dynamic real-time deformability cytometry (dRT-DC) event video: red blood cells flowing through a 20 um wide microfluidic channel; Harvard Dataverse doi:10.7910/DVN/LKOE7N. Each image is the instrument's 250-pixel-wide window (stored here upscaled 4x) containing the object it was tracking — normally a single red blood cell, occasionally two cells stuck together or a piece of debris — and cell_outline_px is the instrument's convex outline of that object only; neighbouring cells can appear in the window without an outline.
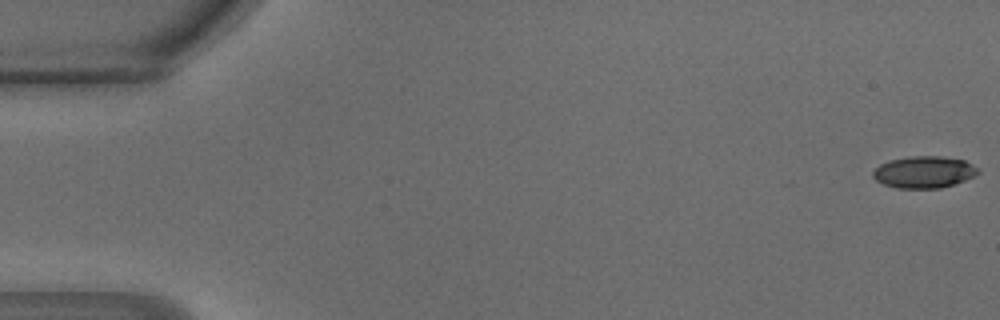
{"species": "common noctule bat (a hibernating species)", "species_latin": "Nyctalus noctula", "temperature_condition": "warm", "stored_images_in_passage": 48, "camera_frame_rate_fps": 3000, "um_per_image_px": 0.085, "animal": {"sex": "male", "body_mass_g": 18.8}, "frame": {"image": 1, "passage_image": 1, "time_ms": 0.0, "image_size_px": [1000, 320], "cell_outline_px": [[972, 172], [968, 176], [952, 184], [932, 188], [908, 188], [888, 184], [880, 180], [876, 176], [876, 168], [884, 164], [896, 160], [964, 160], [968, 164]], "centroid_in_image_um": [78.46, 14.7], "position_along_channel_um": 6.5, "area_um2": 16.07}}
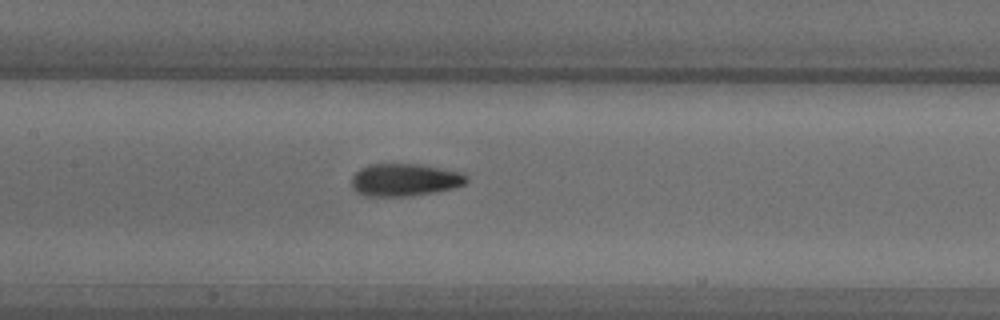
{"frame": {"image": 2, "passage_image": 23, "time_ms": 7.333, "image_size_px": [1000, 320], "cell_outline_px": [[464, 180], [460, 184], [444, 188], [416, 192], [368, 192], [360, 188], [356, 184], [356, 176], [360, 172], [368, 168], [428, 168], [464, 176]], "centroid_in_image_um": [34.47, 15.28], "position_along_channel_um": 172.9, "area_um2": 15.72}}
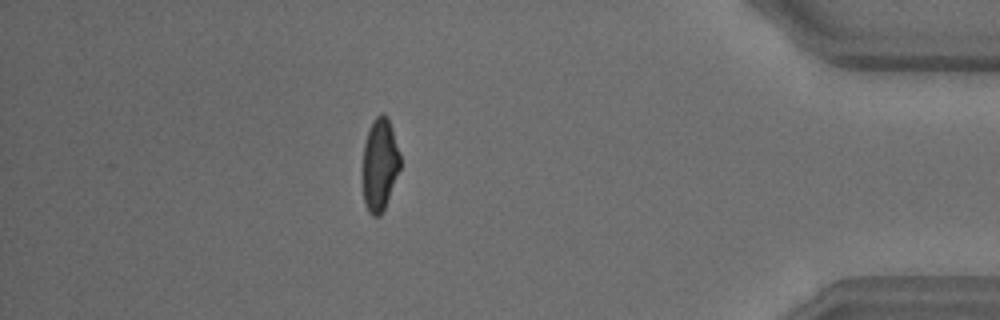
{"frame": {"image": 3, "passage_image": 42, "time_ms": 13.667, "image_size_px": [1000, 320], "cell_outline_px": [[400, 168], [384, 204], [380, 212], [376, 216], [368, 208], [364, 200], [364, 148], [368, 132], [372, 124], [380, 116], [384, 116], [388, 120], [400, 156]], "centroid_in_image_um": [32.28, 13.97], "position_along_channel_um": 402.9, "area_um2": 18.44}, "authors_computed_cell_mechanics": {"area_um2": 17.1666, "velocity_mm_per_s": 4.2928, "shape_relaxation_time_tau1_ms": null, "shape_relaxation_time_tau2_ms": 1.7846, "deformation_change_tau1": null, "deformation_change_tau2": 0.0927}}